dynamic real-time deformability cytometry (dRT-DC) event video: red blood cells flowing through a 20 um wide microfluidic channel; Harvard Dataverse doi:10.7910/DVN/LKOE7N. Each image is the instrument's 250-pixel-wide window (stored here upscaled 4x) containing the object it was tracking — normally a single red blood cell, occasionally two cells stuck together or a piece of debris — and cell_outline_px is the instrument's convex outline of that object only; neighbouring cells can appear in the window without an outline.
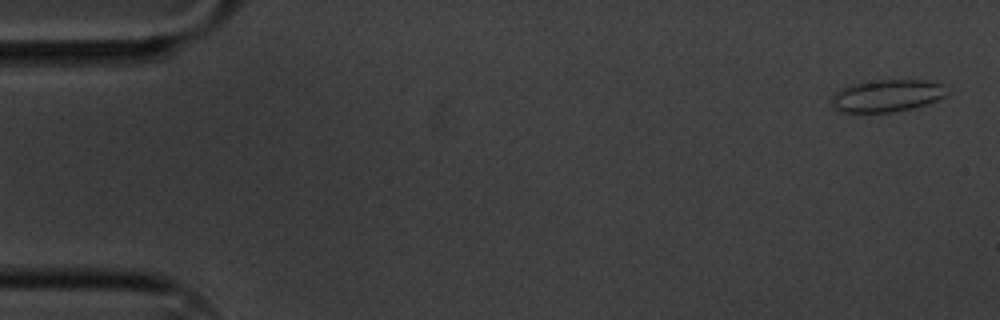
{"species": "common noctule bat (a hibernating species)", "species_latin": "Nyctalus noctula", "temperature_condition": "cold", "stored_images_in_passage": 5, "camera_frame_rate_fps": 3000, "um_per_image_px": 0.085, "animal": {"sex": "male", "body_mass_g": 20.1, "forearm_length_mm": 53.5}, "frame": {"image": 1, "passage_image": 1, "time_ms": 0.0, "image_size_px": [1000, 320], "cell_outline_px": [[948, 96], [912, 108], [892, 112], [844, 112], [836, 108], [832, 104], [832, 96], [836, 92], [848, 84], [880, 80], [924, 80], [944, 84], [948, 92]], "centroid_in_image_um": [75.42, 8.12], "position_along_channel_um": 9.6, "area_um2": 21.56}}
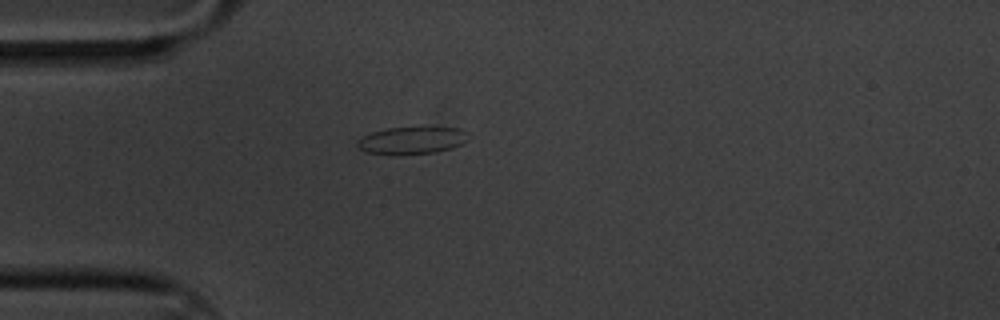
{"frame": {"image": 2, "passage_image": 5, "time_ms": 1.333, "image_size_px": [1000, 320], "cell_outline_px": [[468, 140], [464, 144], [452, 148], [436, 152], [392, 156], [368, 152], [360, 148], [356, 144], [364, 136], [372, 132], [388, 128], [460, 128], [464, 132]], "centroid_in_image_um": [35.01, 11.96], "position_along_channel_um": 50.0, "area_um2": 17.51}}